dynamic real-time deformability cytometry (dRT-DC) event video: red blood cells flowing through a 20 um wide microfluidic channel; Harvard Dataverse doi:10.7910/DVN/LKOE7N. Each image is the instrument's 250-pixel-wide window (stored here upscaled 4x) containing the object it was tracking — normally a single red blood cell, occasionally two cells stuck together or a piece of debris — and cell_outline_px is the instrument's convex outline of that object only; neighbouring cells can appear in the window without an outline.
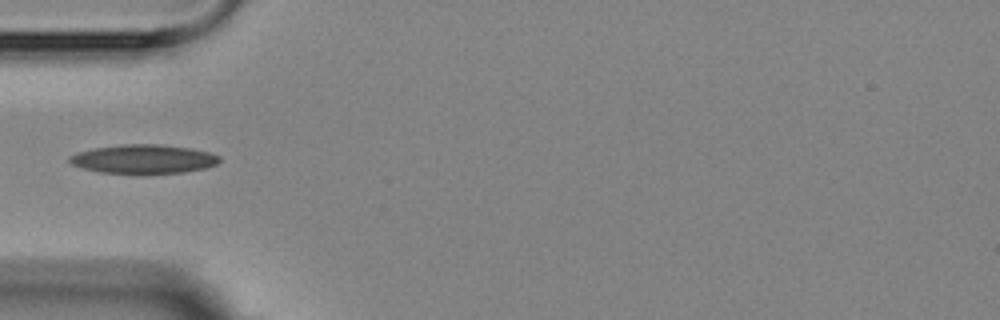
{"species": "Egyptian fruit bat (a non-hibernating species)", "species_latin": "Rousettus aegyptiacus", "temperature_condition": "room temperature", "stored_images_in_passage": 8, "camera_frame_rate_fps": 3000, "um_per_image_px": 0.085, "animal": {"sex": "female"}, "frame": {"image": 1, "passage_image": 5, "time_ms": 5.667, "image_size_px": [1000, 320], "cell_outline_px": [[220, 160], [216, 164], [208, 168], [184, 172], [144, 176], [136, 176], [100, 172], [84, 168], [72, 164], [68, 160], [68, 156], [76, 152], [92, 148], [120, 144], [156, 144], [192, 148], [208, 152], [220, 156]], "centroid_in_image_um": [12.18, 13.55], "position_along_channel_um": 72.8, "area_um2": 26.3}}
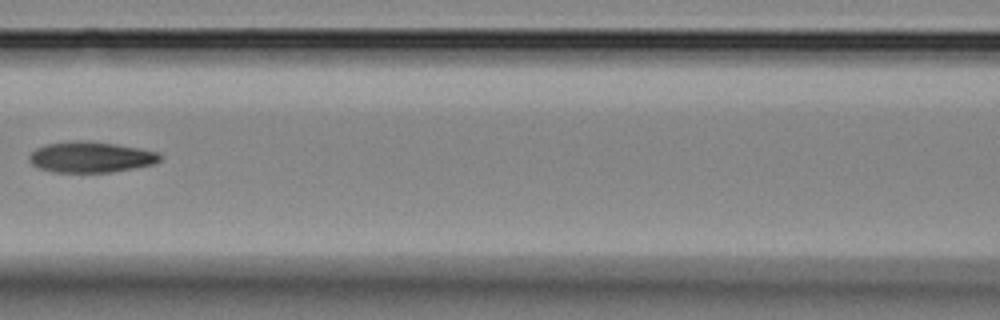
{"frame": {"image": 2, "passage_image": 7, "time_ms": 8.0, "image_size_px": [1000, 320], "cell_outline_px": [[164, 156], [160, 160], [152, 164], [112, 172], [56, 172], [40, 168], [32, 164], [28, 156], [36, 148], [44, 144], [68, 140], [84, 140], [116, 144], [140, 148], [160, 152]], "centroid_in_image_um": [7.73, 13.33], "position_along_channel_um": 158.9, "area_um2": 23.64}}
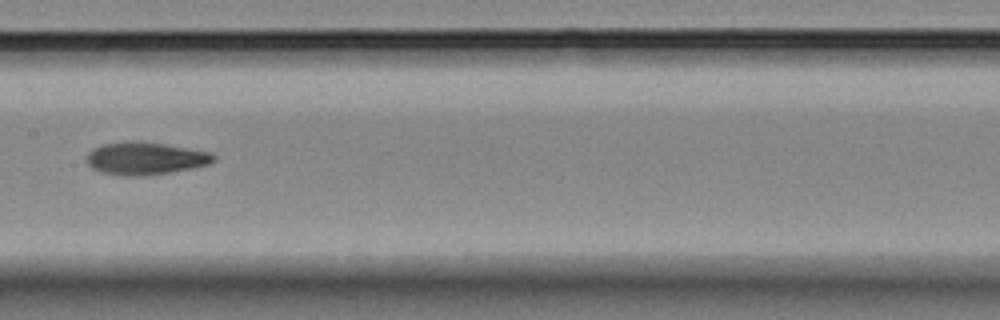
{"frame": {"image": 3, "passage_image": 8, "time_ms": 9.0, "image_size_px": [1000, 320], "cell_outline_px": [[216, 160], [208, 164], [168, 172], [140, 176], [128, 176], [100, 172], [92, 168], [84, 160], [88, 152], [92, 148], [104, 144], [124, 140], [136, 140], [164, 144], [212, 152], [216, 156]], "centroid_in_image_um": [12.3, 13.44], "position_along_channel_um": 195.1, "area_um2": 24.22}}